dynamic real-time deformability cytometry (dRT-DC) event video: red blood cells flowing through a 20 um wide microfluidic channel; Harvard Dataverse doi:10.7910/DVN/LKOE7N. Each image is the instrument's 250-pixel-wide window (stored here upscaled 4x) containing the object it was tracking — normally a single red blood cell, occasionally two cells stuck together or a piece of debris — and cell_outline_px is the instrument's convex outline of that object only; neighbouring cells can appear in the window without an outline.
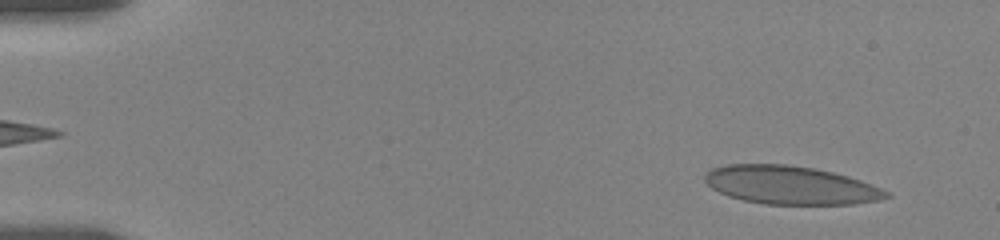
{"species": "human", "species_latin": "Homo sapiens", "temperature_condition": "room temperature", "stored_images_in_passage": 9, "camera_frame_rate_fps": 3000, "um_per_image_px": 0.085, "donor": {"sex": "female"}, "frame": {"image": 1, "passage_image": 1, "time_ms": 0.0, "image_size_px": [1000, 240], "cell_outline_px": [[892, 196], [880, 200], [852, 204], [764, 204], [744, 200], [728, 196], [712, 188], [704, 180], [704, 176], [712, 168], [728, 164], [788, 164], [812, 168], [832, 172], [848, 176], [872, 184], [888, 192]], "centroid_in_image_um": [67.2, 15.73], "position_along_channel_um": 17.8, "area_um2": 40.4}}
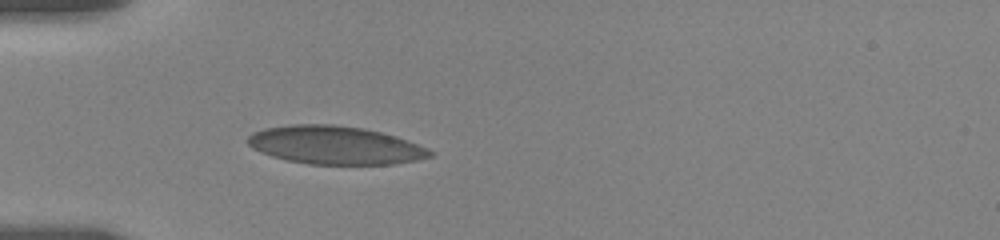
{"frame": {"image": 2, "passage_image": 7, "time_ms": 4.0, "image_size_px": [1000, 240], "cell_outline_px": [[436, 152], [432, 156], [416, 160], [392, 164], [308, 164], [288, 160], [272, 156], [260, 152], [252, 148], [248, 144], [248, 136], [252, 132], [264, 128], [292, 124], [332, 124], [364, 128], [396, 136], [428, 148]], "centroid_in_image_um": [28.48, 12.33], "position_along_channel_um": 56.5, "area_um2": 40.63}}
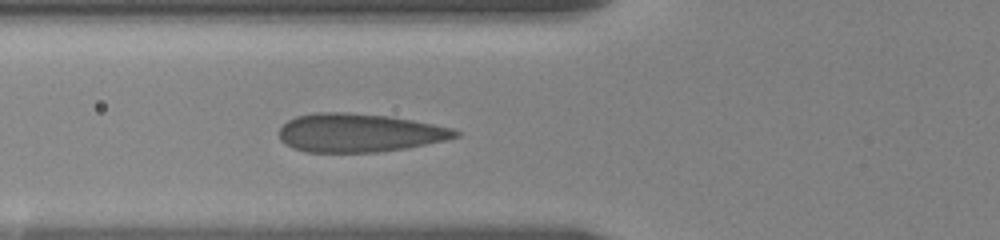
{"frame": {"image": 3, "passage_image": 9, "time_ms": 5.333, "image_size_px": [1000, 240], "cell_outline_px": [[460, 136], [444, 140], [404, 148], [376, 152], [308, 152], [292, 148], [284, 144], [280, 140], [280, 128], [288, 120], [296, 116], [316, 112], [344, 112], [388, 116], [412, 120], [452, 128], [460, 132]], "centroid_in_image_um": [30.49, 11.29], "position_along_channel_um": 95.3, "area_um2": 39.3}}